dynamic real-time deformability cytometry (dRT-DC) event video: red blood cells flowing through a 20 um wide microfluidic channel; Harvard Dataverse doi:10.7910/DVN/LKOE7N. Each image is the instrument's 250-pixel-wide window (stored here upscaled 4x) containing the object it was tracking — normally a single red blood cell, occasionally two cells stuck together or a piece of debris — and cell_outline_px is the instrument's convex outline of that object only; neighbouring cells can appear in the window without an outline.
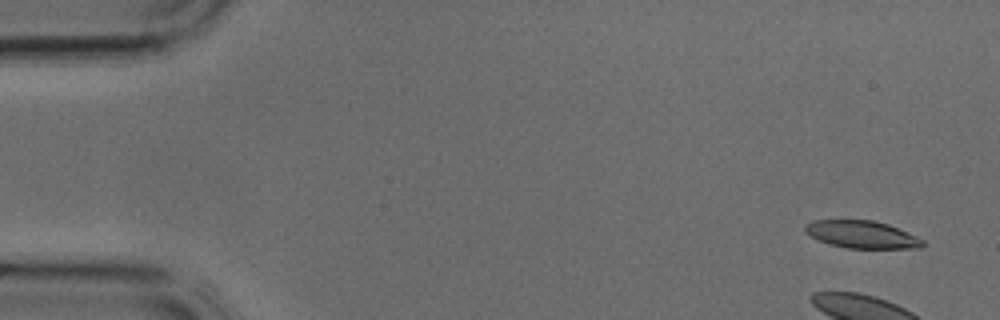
{"species": "common noctule bat (a hibernating species)", "species_latin": "Nyctalus noctula", "temperature_condition": "cold", "stored_images_in_passage": 38, "camera_frame_rate_fps": 3000, "um_per_image_px": 0.085, "animal": {"sex": "male", "body_mass_g": 17.9, "forearm_length_mm": 54.2}, "frame": {"image": 1, "passage_image": 1, "time_ms": 0.0, "image_size_px": [1000, 320], "cell_outline_px": [[924, 244], [920, 248], [848, 248], [832, 244], [820, 240], [804, 232], [804, 224], [812, 220], [872, 220], [888, 224], [916, 236], [924, 240]], "centroid_in_image_um": [73.25, 19.92], "position_along_channel_um": 11.8, "area_um2": 18.67}}
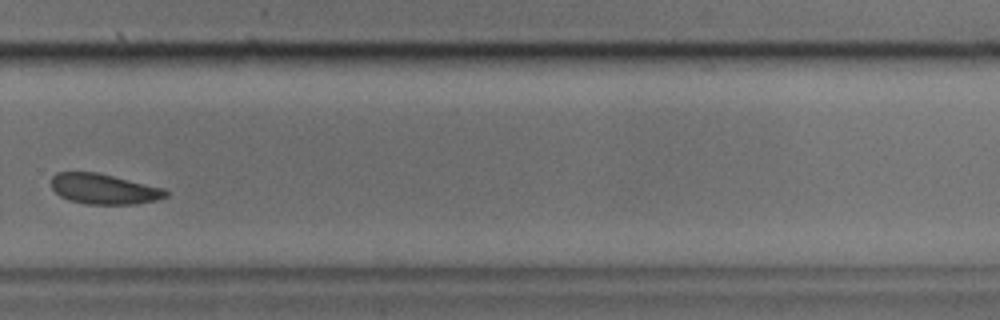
{"frame": {"image": 2, "passage_image": 27, "time_ms": 8.667, "image_size_px": [1000, 320], "cell_outline_px": [[168, 196], [156, 200], [136, 204], [84, 204], [68, 200], [60, 196], [52, 188], [52, 176], [56, 172], [96, 172], [164, 188], [168, 192]], "centroid_in_image_um": [8.82, 16.07], "position_along_channel_um": 321.0, "area_um2": 20.23}}